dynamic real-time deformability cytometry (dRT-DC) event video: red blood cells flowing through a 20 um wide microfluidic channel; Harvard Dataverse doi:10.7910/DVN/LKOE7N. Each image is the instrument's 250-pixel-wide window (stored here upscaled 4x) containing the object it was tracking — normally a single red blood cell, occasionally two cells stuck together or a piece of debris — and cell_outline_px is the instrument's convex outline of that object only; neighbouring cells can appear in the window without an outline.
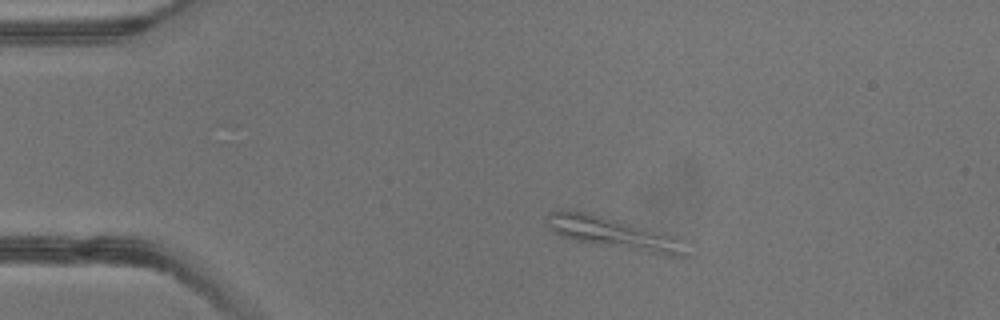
{"species": "common noctule bat (a hibernating species)", "species_latin": "Nyctalus noctula", "temperature_condition": "warm", "stored_images_in_passage": 2, "camera_frame_rate_fps": 3000, "um_per_image_px": 0.085, "animal": {"sex": "male", "body_mass_g": 13.3}, "frame": {"image": 1, "passage_image": 1, "time_ms": 0.0, "image_size_px": [1000, 320], "cell_outline_px": [[696, 252], [692, 256], [664, 256], [596, 244], [576, 240], [552, 232], [548, 228], [548, 212], [564, 208], [568, 208], [588, 212], [624, 220], [684, 236], [692, 240]], "centroid_in_image_um": [52.52, 19.84], "position_along_channel_um": 32.5, "area_um2": 27.98}}